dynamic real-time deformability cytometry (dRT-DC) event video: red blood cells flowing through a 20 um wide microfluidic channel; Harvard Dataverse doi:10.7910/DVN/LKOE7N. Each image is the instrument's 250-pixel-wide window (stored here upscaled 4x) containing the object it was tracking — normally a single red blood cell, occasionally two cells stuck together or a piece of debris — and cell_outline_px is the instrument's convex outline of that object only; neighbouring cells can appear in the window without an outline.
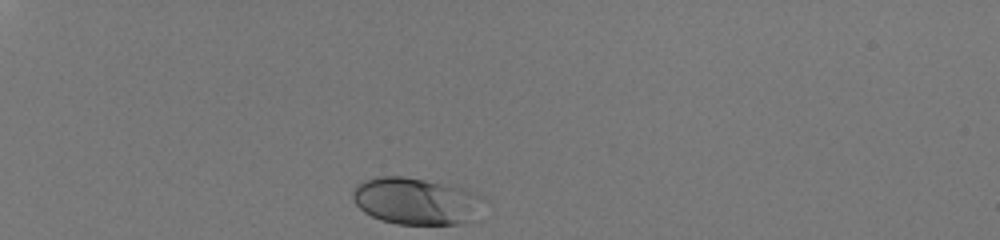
{"species": "human", "species_latin": "Homo sapiens", "temperature_condition": "room temperature", "stored_images_in_passage": 32, "camera_frame_rate_fps": 3000, "um_per_image_px": 0.085, "donor": {"sex": "male"}, "frame": {"image": 1, "passage_image": 1, "time_ms": 0.0, "image_size_px": [1000, 240], "cell_outline_px": [[476, 196], [464, 220], [460, 224], [396, 224], [380, 220], [364, 212], [352, 200], [352, 192], [356, 184], [364, 180], [380, 176], [404, 176], [468, 188]], "centroid_in_image_um": [35.09, 17.05], "position_along_channel_um": 49.9, "area_um2": 34.22}}
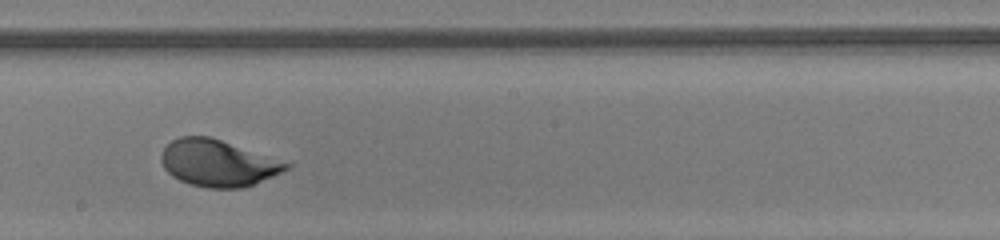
{"frame": {"image": 2, "passage_image": 19, "time_ms": 6.0, "image_size_px": [1000, 240], "cell_outline_px": [[292, 164], [288, 168], [272, 176], [244, 188], [208, 188], [188, 184], [172, 176], [164, 168], [160, 160], [160, 156], [164, 148], [172, 140], [180, 136], [208, 136]], "centroid_in_image_um": [18.46, 13.87], "position_along_channel_um": 229.7, "area_um2": 33.52}}
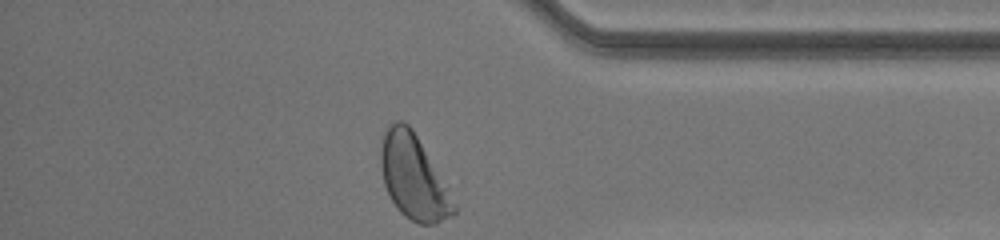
{"frame": {"image": 3, "passage_image": 32, "time_ms": 10.333, "image_size_px": [1000, 240], "cell_outline_px": [[456, 212], [452, 216], [436, 224], [420, 224], [404, 216], [396, 208], [384, 184], [380, 164], [380, 148], [384, 128], [392, 120], [404, 120], [412, 128], [448, 188], [456, 204]], "centroid_in_image_um": [35.12, 15.03], "position_along_channel_um": 400.1, "area_um2": 36.07}, "authors_computed_cell_mechanics": {"area_um2": 33.8997, "velocity_mm_per_s": 4.077, "shape_relaxation_time_tau1_ms": 2.1277, "shape_relaxation_time_tau2_ms": null, "deformation_change_tau1": 0.134, "deformation_change_tau2": null}}